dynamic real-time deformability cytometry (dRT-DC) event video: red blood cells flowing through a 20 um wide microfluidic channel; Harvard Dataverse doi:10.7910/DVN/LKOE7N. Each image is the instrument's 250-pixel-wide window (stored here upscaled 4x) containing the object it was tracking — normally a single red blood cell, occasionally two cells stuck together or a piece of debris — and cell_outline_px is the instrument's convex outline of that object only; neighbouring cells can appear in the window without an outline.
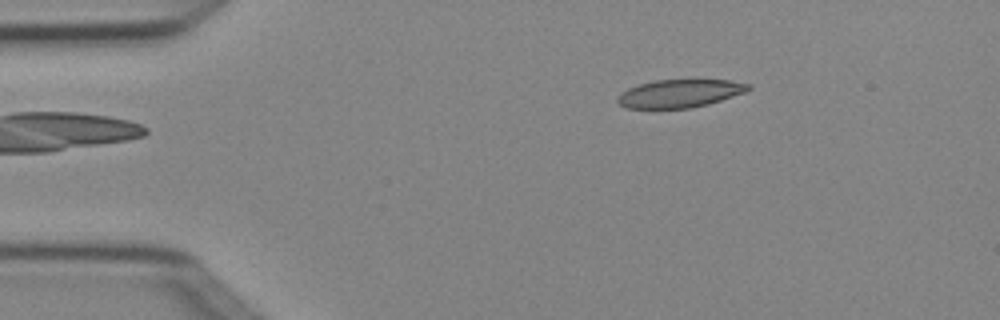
{"species": "Egyptian fruit bat (a non-hibernating species)", "species_latin": "Rousettus aegyptiacus", "temperature_condition": "cold", "stored_images_in_passage": 5, "camera_frame_rate_fps": 3000, "um_per_image_px": 0.085, "animal": {"sex": "female"}, "frame": {"image": 1, "passage_image": 5, "time_ms": 1.333, "image_size_px": [1000, 320], "cell_outline_px": [[752, 88], [744, 92], [708, 104], [688, 108], [628, 108], [620, 104], [616, 100], [616, 96], [620, 92], [628, 88], [640, 84], [656, 80], [688, 76], [728, 80], [752, 84]], "centroid_in_image_um": [57.8, 7.88], "position_along_channel_um": 27.2, "area_um2": 22.25}}